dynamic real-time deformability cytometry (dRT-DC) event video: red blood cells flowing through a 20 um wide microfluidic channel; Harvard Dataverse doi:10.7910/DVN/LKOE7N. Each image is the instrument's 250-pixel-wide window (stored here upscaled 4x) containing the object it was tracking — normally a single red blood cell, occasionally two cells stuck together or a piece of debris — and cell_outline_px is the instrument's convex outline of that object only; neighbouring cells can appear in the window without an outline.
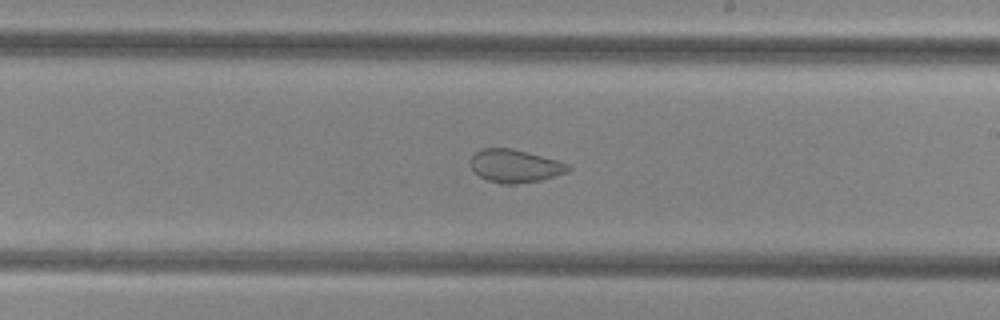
{"species": "common noctule bat (a hibernating species)", "species_latin": "Nyctalus noctula", "temperature_condition": "cold", "stored_images_in_passage": 41, "camera_frame_rate_fps": 3000, "um_per_image_px": 0.085, "animal": {"sex": "female", "body_mass_g": 29.2, "forearm_length_mm": 56.3}, "frame": {"image": 1, "passage_image": 30, "time_ms": 9.667, "image_size_px": [1000, 320], "cell_outline_px": [[572, 168], [568, 172], [544, 180], [516, 184], [500, 184], [488, 180], [480, 176], [472, 168], [472, 156], [476, 152], [484, 148], [512, 148], [528, 152], [572, 164]], "centroid_in_image_um": [43.86, 14.12], "position_along_channel_um": 245.1, "area_um2": 18.9}}